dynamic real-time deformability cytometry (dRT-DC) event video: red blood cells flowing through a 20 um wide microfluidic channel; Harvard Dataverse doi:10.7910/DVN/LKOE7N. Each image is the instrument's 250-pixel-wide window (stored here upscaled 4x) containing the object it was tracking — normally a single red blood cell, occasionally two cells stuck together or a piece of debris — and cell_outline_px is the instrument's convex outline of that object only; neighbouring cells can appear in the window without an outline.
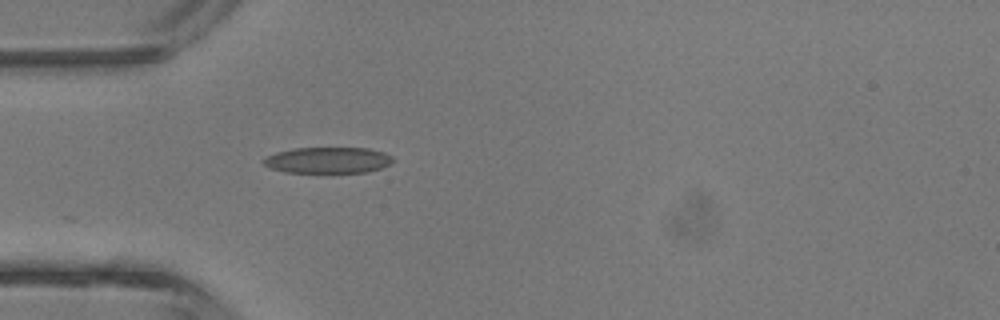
{"species": "common noctule bat (a hibernating species)", "species_latin": "Nyctalus noctula", "temperature_condition": "room temperature", "stored_images_in_passage": 1, "camera_frame_rate_fps": 3000, "um_per_image_px": 0.085, "animal": {"sex": "male", "body_mass_g": 13.3}, "frame": {"image": 1, "passage_image": 1, "time_ms": 0.0, "image_size_px": [1000, 320], "cell_outline_px": [[392, 160], [388, 164], [380, 168], [368, 172], [284, 172], [268, 168], [260, 160], [276, 152], [296, 148], [368, 148], [384, 152], [392, 156]], "centroid_in_image_um": [27.83, 13.61], "position_along_channel_um": 57.2, "area_um2": 19.59}}